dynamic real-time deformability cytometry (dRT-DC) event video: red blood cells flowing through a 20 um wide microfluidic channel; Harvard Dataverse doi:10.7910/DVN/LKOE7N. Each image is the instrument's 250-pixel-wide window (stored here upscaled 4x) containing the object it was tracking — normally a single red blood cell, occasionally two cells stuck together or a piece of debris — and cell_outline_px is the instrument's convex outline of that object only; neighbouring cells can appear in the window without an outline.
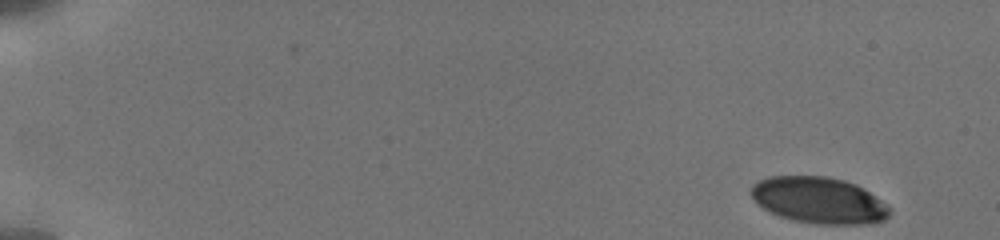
{"species": "human", "species_latin": "Homo sapiens", "temperature_condition": "cold", "stored_images_in_passage": 11, "camera_frame_rate_fps": 3000, "um_per_image_px": 0.085, "donor": {"sex": "male"}, "frame": {"image": 1, "passage_image": 1, "time_ms": 0.0, "image_size_px": [1000, 240], "cell_outline_px": [[892, 212], [884, 220], [872, 224], [816, 224], [792, 220], [780, 216], [756, 204], [752, 196], [752, 184], [768, 176], [828, 176], [844, 180], [856, 184], [864, 188], [888, 204], [892, 208]], "centroid_in_image_um": [69.66, 17.03], "position_along_channel_um": 15.3, "area_um2": 37.8}}
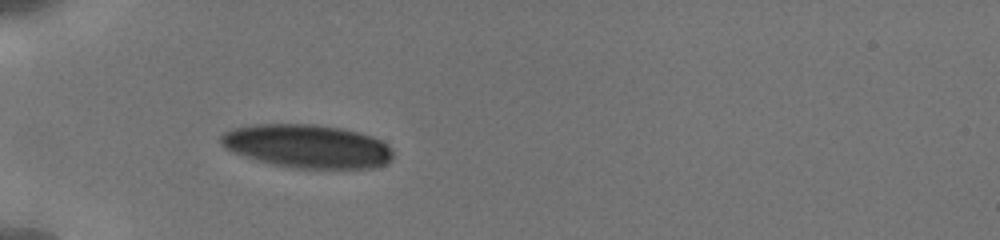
{"frame": {"image": 2, "passage_image": 7, "time_ms": 5.0, "image_size_px": [1000, 240], "cell_outline_px": [[392, 160], [376, 168], [296, 168], [272, 164], [256, 160], [232, 152], [224, 148], [220, 144], [220, 136], [224, 132], [232, 128], [252, 124], [312, 124], [344, 128], [372, 136], [380, 140], [392, 148]], "centroid_in_image_um": [26.09, 12.42], "position_along_channel_um": 58.9, "area_um2": 43.87}}
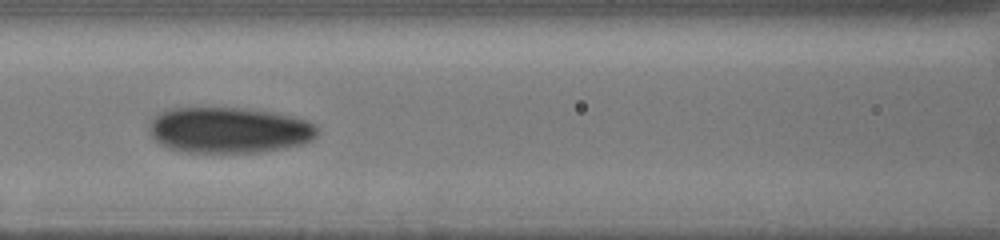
{"frame": {"image": 3, "passage_image": 10, "time_ms": 7.667, "image_size_px": [1000, 240], "cell_outline_px": [[316, 136], [312, 140], [304, 144], [264, 152], [184, 152], [168, 148], [160, 144], [152, 136], [148, 128], [148, 124], [164, 108], [244, 108], [272, 112], [292, 116], [308, 120], [316, 124]], "centroid_in_image_um": [19.47, 11.06], "position_along_channel_um": 147.1, "area_um2": 45.26}}